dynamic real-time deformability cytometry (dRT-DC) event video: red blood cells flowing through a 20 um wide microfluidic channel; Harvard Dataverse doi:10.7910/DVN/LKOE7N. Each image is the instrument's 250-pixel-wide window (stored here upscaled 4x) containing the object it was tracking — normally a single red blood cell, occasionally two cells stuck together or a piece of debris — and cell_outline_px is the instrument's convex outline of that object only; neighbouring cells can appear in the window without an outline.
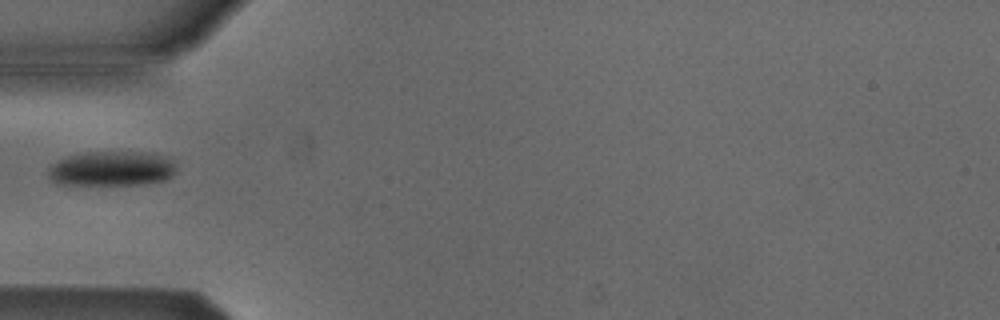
{"species": "Egyptian fruit bat (a non-hibernating species)", "species_latin": "Rousettus aegyptiacus", "temperature_condition": "cold", "stored_images_in_passage": 2, "camera_frame_rate_fps": 3000, "um_per_image_px": 0.085, "animal": {"sex": "male"}, "frame": {"image": 1, "passage_image": 1, "time_ms": 0.0, "image_size_px": [1000, 320], "cell_outline_px": [[176, 172], [172, 176], [164, 180], [148, 184], [56, 184], [48, 176], [48, 168], [56, 160], [64, 156], [88, 152], [156, 152], [172, 160], [176, 164]], "centroid_in_image_um": [9.51, 14.32], "position_along_channel_um": 75.5, "area_um2": 26.36}}
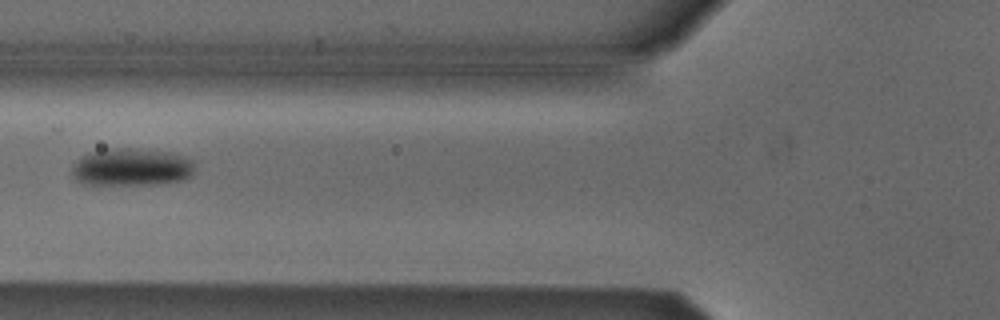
{"frame": {"image": 2, "passage_image": 2, "time_ms": 1.0, "image_size_px": [1000, 320], "cell_outline_px": [[196, 164], [192, 176], [184, 180], [168, 184], [84, 184], [76, 180], [72, 176], [72, 168], [76, 160], [80, 156], [88, 152], [104, 148], [136, 148], [172, 152], [184, 156], [192, 160]], "centroid_in_image_um": [11.21, 14.2], "position_along_channel_um": 114.6, "area_um2": 27.63}}